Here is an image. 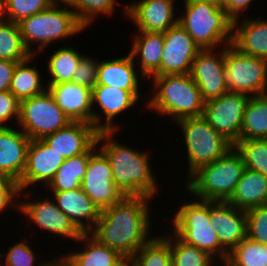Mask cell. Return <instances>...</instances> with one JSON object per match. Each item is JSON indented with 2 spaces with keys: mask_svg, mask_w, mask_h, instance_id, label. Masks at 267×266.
<instances>
[{
  "mask_svg": "<svg viewBox=\"0 0 267 266\" xmlns=\"http://www.w3.org/2000/svg\"><path fill=\"white\" fill-rule=\"evenodd\" d=\"M182 129L188 154L190 176L203 165L225 155L234 145L219 134L204 118L192 117L177 121Z\"/></svg>",
  "mask_w": 267,
  "mask_h": 266,
  "instance_id": "ba28073f",
  "label": "cell"
},
{
  "mask_svg": "<svg viewBox=\"0 0 267 266\" xmlns=\"http://www.w3.org/2000/svg\"><path fill=\"white\" fill-rule=\"evenodd\" d=\"M216 56L215 49H201L190 70V77L197 84L206 102L229 92L225 73V46Z\"/></svg>",
  "mask_w": 267,
  "mask_h": 266,
  "instance_id": "5bb4252c",
  "label": "cell"
},
{
  "mask_svg": "<svg viewBox=\"0 0 267 266\" xmlns=\"http://www.w3.org/2000/svg\"><path fill=\"white\" fill-rule=\"evenodd\" d=\"M124 266H134L129 261Z\"/></svg>",
  "mask_w": 267,
  "mask_h": 266,
  "instance_id": "816d5d0a",
  "label": "cell"
},
{
  "mask_svg": "<svg viewBox=\"0 0 267 266\" xmlns=\"http://www.w3.org/2000/svg\"><path fill=\"white\" fill-rule=\"evenodd\" d=\"M198 200V201H197ZM184 203L172 220V231L184 242L206 251L225 263L229 253L220 244L210 220V201Z\"/></svg>",
  "mask_w": 267,
  "mask_h": 266,
  "instance_id": "52a82bcc",
  "label": "cell"
},
{
  "mask_svg": "<svg viewBox=\"0 0 267 266\" xmlns=\"http://www.w3.org/2000/svg\"><path fill=\"white\" fill-rule=\"evenodd\" d=\"M20 101L9 91L0 92V127H7L5 122L16 117L19 121Z\"/></svg>",
  "mask_w": 267,
  "mask_h": 266,
  "instance_id": "ee69618b",
  "label": "cell"
},
{
  "mask_svg": "<svg viewBox=\"0 0 267 266\" xmlns=\"http://www.w3.org/2000/svg\"><path fill=\"white\" fill-rule=\"evenodd\" d=\"M19 130L11 126L0 127V175L9 176L17 183L25 170L27 149L31 141Z\"/></svg>",
  "mask_w": 267,
  "mask_h": 266,
  "instance_id": "7402d4cb",
  "label": "cell"
},
{
  "mask_svg": "<svg viewBox=\"0 0 267 266\" xmlns=\"http://www.w3.org/2000/svg\"><path fill=\"white\" fill-rule=\"evenodd\" d=\"M245 212L247 237L267 245V205L253 207Z\"/></svg>",
  "mask_w": 267,
  "mask_h": 266,
  "instance_id": "ab89813d",
  "label": "cell"
},
{
  "mask_svg": "<svg viewBox=\"0 0 267 266\" xmlns=\"http://www.w3.org/2000/svg\"><path fill=\"white\" fill-rule=\"evenodd\" d=\"M114 133L116 131H100L96 139L98 148L110 161L114 183L125 196L154 199L158 183L152 173L148 153L118 143L113 139Z\"/></svg>",
  "mask_w": 267,
  "mask_h": 266,
  "instance_id": "7a4b0ae2",
  "label": "cell"
},
{
  "mask_svg": "<svg viewBox=\"0 0 267 266\" xmlns=\"http://www.w3.org/2000/svg\"><path fill=\"white\" fill-rule=\"evenodd\" d=\"M51 1L54 2V3H58V2L66 3L67 0H51Z\"/></svg>",
  "mask_w": 267,
  "mask_h": 266,
  "instance_id": "681fc988",
  "label": "cell"
},
{
  "mask_svg": "<svg viewBox=\"0 0 267 266\" xmlns=\"http://www.w3.org/2000/svg\"><path fill=\"white\" fill-rule=\"evenodd\" d=\"M56 104L71 122L93 125L92 90L75 82L47 85Z\"/></svg>",
  "mask_w": 267,
  "mask_h": 266,
  "instance_id": "ffe728a7",
  "label": "cell"
},
{
  "mask_svg": "<svg viewBox=\"0 0 267 266\" xmlns=\"http://www.w3.org/2000/svg\"><path fill=\"white\" fill-rule=\"evenodd\" d=\"M35 56L37 55L32 54L26 60L16 63L9 91L19 101L42 94L48 89L47 86L44 87V85L40 83L42 82L41 74L36 69L37 67H31L29 65L30 62L32 63Z\"/></svg>",
  "mask_w": 267,
  "mask_h": 266,
  "instance_id": "f546056e",
  "label": "cell"
},
{
  "mask_svg": "<svg viewBox=\"0 0 267 266\" xmlns=\"http://www.w3.org/2000/svg\"><path fill=\"white\" fill-rule=\"evenodd\" d=\"M59 4H64L65 8H59ZM66 5V3H53L44 11L24 18L18 23L23 43L31 54L37 55L38 50L44 52L45 47L51 42L65 40L86 29L74 11ZM33 41L39 42V48L36 47L37 51L31 50Z\"/></svg>",
  "mask_w": 267,
  "mask_h": 266,
  "instance_id": "5b68a950",
  "label": "cell"
},
{
  "mask_svg": "<svg viewBox=\"0 0 267 266\" xmlns=\"http://www.w3.org/2000/svg\"><path fill=\"white\" fill-rule=\"evenodd\" d=\"M46 266H69V264L63 258H58L57 261L51 260Z\"/></svg>",
  "mask_w": 267,
  "mask_h": 266,
  "instance_id": "7dc6e473",
  "label": "cell"
},
{
  "mask_svg": "<svg viewBox=\"0 0 267 266\" xmlns=\"http://www.w3.org/2000/svg\"><path fill=\"white\" fill-rule=\"evenodd\" d=\"M129 262L134 266H172L170 243L163 236H154Z\"/></svg>",
  "mask_w": 267,
  "mask_h": 266,
  "instance_id": "e575fe53",
  "label": "cell"
},
{
  "mask_svg": "<svg viewBox=\"0 0 267 266\" xmlns=\"http://www.w3.org/2000/svg\"><path fill=\"white\" fill-rule=\"evenodd\" d=\"M234 147L241 154L247 169L267 177V139L239 140Z\"/></svg>",
  "mask_w": 267,
  "mask_h": 266,
  "instance_id": "8d00e7d4",
  "label": "cell"
},
{
  "mask_svg": "<svg viewBox=\"0 0 267 266\" xmlns=\"http://www.w3.org/2000/svg\"><path fill=\"white\" fill-rule=\"evenodd\" d=\"M99 131L85 122H70L65 128L43 140L64 159L85 153L97 139Z\"/></svg>",
  "mask_w": 267,
  "mask_h": 266,
  "instance_id": "44dd1931",
  "label": "cell"
},
{
  "mask_svg": "<svg viewBox=\"0 0 267 266\" xmlns=\"http://www.w3.org/2000/svg\"><path fill=\"white\" fill-rule=\"evenodd\" d=\"M77 241H85L83 251L61 256L69 266H124L128 262L118 252L99 243L89 233L82 234Z\"/></svg>",
  "mask_w": 267,
  "mask_h": 266,
  "instance_id": "d4e9b609",
  "label": "cell"
},
{
  "mask_svg": "<svg viewBox=\"0 0 267 266\" xmlns=\"http://www.w3.org/2000/svg\"><path fill=\"white\" fill-rule=\"evenodd\" d=\"M262 19H244L241 25L240 18L233 21L232 45L241 53L267 60V19Z\"/></svg>",
  "mask_w": 267,
  "mask_h": 266,
  "instance_id": "cb8c5ba5",
  "label": "cell"
},
{
  "mask_svg": "<svg viewBox=\"0 0 267 266\" xmlns=\"http://www.w3.org/2000/svg\"><path fill=\"white\" fill-rule=\"evenodd\" d=\"M175 0H138L126 4L123 12L138 27V31L165 32L178 23Z\"/></svg>",
  "mask_w": 267,
  "mask_h": 266,
  "instance_id": "ac0fdd59",
  "label": "cell"
},
{
  "mask_svg": "<svg viewBox=\"0 0 267 266\" xmlns=\"http://www.w3.org/2000/svg\"><path fill=\"white\" fill-rule=\"evenodd\" d=\"M245 169L241 154L233 147L221 158L194 171L186 190L200 200L227 202Z\"/></svg>",
  "mask_w": 267,
  "mask_h": 266,
  "instance_id": "277c9868",
  "label": "cell"
},
{
  "mask_svg": "<svg viewBox=\"0 0 267 266\" xmlns=\"http://www.w3.org/2000/svg\"><path fill=\"white\" fill-rule=\"evenodd\" d=\"M98 65L97 60L83 56L77 65L72 82L92 90L97 83Z\"/></svg>",
  "mask_w": 267,
  "mask_h": 266,
  "instance_id": "b9f144b4",
  "label": "cell"
},
{
  "mask_svg": "<svg viewBox=\"0 0 267 266\" xmlns=\"http://www.w3.org/2000/svg\"><path fill=\"white\" fill-rule=\"evenodd\" d=\"M151 78L156 91L146 103L150 110L174 118L176 122L202 116L205 101L190 74H167Z\"/></svg>",
  "mask_w": 267,
  "mask_h": 266,
  "instance_id": "3957f363",
  "label": "cell"
},
{
  "mask_svg": "<svg viewBox=\"0 0 267 266\" xmlns=\"http://www.w3.org/2000/svg\"><path fill=\"white\" fill-rule=\"evenodd\" d=\"M70 122L48 89L20 101L18 125L31 140L43 139L65 128Z\"/></svg>",
  "mask_w": 267,
  "mask_h": 266,
  "instance_id": "9c48e42d",
  "label": "cell"
},
{
  "mask_svg": "<svg viewBox=\"0 0 267 266\" xmlns=\"http://www.w3.org/2000/svg\"><path fill=\"white\" fill-rule=\"evenodd\" d=\"M18 210L29 217V221L36 223L38 228L57 234L58 237L60 235L77 241L82 235L69 217L58 208L55 201L50 199H39V201L37 199L34 202H24V200L21 202L19 200Z\"/></svg>",
  "mask_w": 267,
  "mask_h": 266,
  "instance_id": "e0dca14e",
  "label": "cell"
},
{
  "mask_svg": "<svg viewBox=\"0 0 267 266\" xmlns=\"http://www.w3.org/2000/svg\"><path fill=\"white\" fill-rule=\"evenodd\" d=\"M31 55L23 43L18 23L0 17V60L19 63Z\"/></svg>",
  "mask_w": 267,
  "mask_h": 266,
  "instance_id": "1f68e13d",
  "label": "cell"
},
{
  "mask_svg": "<svg viewBox=\"0 0 267 266\" xmlns=\"http://www.w3.org/2000/svg\"><path fill=\"white\" fill-rule=\"evenodd\" d=\"M81 189L100 210L125 197L113 181L109 159L99 148L89 157Z\"/></svg>",
  "mask_w": 267,
  "mask_h": 266,
  "instance_id": "7c38bea8",
  "label": "cell"
},
{
  "mask_svg": "<svg viewBox=\"0 0 267 266\" xmlns=\"http://www.w3.org/2000/svg\"><path fill=\"white\" fill-rule=\"evenodd\" d=\"M6 256L5 265L0 266H36L34 262L36 260V256L31 246L26 242H19L13 246H10L6 253H0V258ZM44 262V263H43ZM40 262L37 266H46L49 261Z\"/></svg>",
  "mask_w": 267,
  "mask_h": 266,
  "instance_id": "60d3db41",
  "label": "cell"
},
{
  "mask_svg": "<svg viewBox=\"0 0 267 266\" xmlns=\"http://www.w3.org/2000/svg\"><path fill=\"white\" fill-rule=\"evenodd\" d=\"M183 4L185 14L178 17V22L201 49H216L219 44H232L233 20L219 4Z\"/></svg>",
  "mask_w": 267,
  "mask_h": 266,
  "instance_id": "8992f818",
  "label": "cell"
},
{
  "mask_svg": "<svg viewBox=\"0 0 267 266\" xmlns=\"http://www.w3.org/2000/svg\"><path fill=\"white\" fill-rule=\"evenodd\" d=\"M139 90H124L108 85H96L92 89V109L98 105L101 113L93 111V126L100 131H120L114 124L115 118L120 113L131 109L140 98ZM103 114V115H102ZM106 118H105V117ZM102 117V118H101ZM105 118L106 122H101Z\"/></svg>",
  "mask_w": 267,
  "mask_h": 266,
  "instance_id": "9a60e30c",
  "label": "cell"
},
{
  "mask_svg": "<svg viewBox=\"0 0 267 266\" xmlns=\"http://www.w3.org/2000/svg\"><path fill=\"white\" fill-rule=\"evenodd\" d=\"M117 0H67L66 4L74 11L80 23L88 28L97 15L111 16Z\"/></svg>",
  "mask_w": 267,
  "mask_h": 266,
  "instance_id": "74e56055",
  "label": "cell"
},
{
  "mask_svg": "<svg viewBox=\"0 0 267 266\" xmlns=\"http://www.w3.org/2000/svg\"><path fill=\"white\" fill-rule=\"evenodd\" d=\"M224 266H267V245L246 237L229 253Z\"/></svg>",
  "mask_w": 267,
  "mask_h": 266,
  "instance_id": "d590c367",
  "label": "cell"
},
{
  "mask_svg": "<svg viewBox=\"0 0 267 266\" xmlns=\"http://www.w3.org/2000/svg\"><path fill=\"white\" fill-rule=\"evenodd\" d=\"M129 54L132 59H140L143 79L150 78L160 69L161 57L164 49L163 32L138 31ZM137 57V58H136Z\"/></svg>",
  "mask_w": 267,
  "mask_h": 266,
  "instance_id": "484cf974",
  "label": "cell"
},
{
  "mask_svg": "<svg viewBox=\"0 0 267 266\" xmlns=\"http://www.w3.org/2000/svg\"><path fill=\"white\" fill-rule=\"evenodd\" d=\"M225 73L229 92L250 96L265 94L267 60L241 53L232 44L225 46Z\"/></svg>",
  "mask_w": 267,
  "mask_h": 266,
  "instance_id": "30bf717a",
  "label": "cell"
},
{
  "mask_svg": "<svg viewBox=\"0 0 267 266\" xmlns=\"http://www.w3.org/2000/svg\"><path fill=\"white\" fill-rule=\"evenodd\" d=\"M95 142L85 153L67 158L47 185L51 192H64L81 187L89 157L97 150Z\"/></svg>",
  "mask_w": 267,
  "mask_h": 266,
  "instance_id": "f1b7e54d",
  "label": "cell"
},
{
  "mask_svg": "<svg viewBox=\"0 0 267 266\" xmlns=\"http://www.w3.org/2000/svg\"><path fill=\"white\" fill-rule=\"evenodd\" d=\"M64 160L43 139L31 140L27 149L26 167L18 183L19 194L31 185H48Z\"/></svg>",
  "mask_w": 267,
  "mask_h": 266,
  "instance_id": "2e32d148",
  "label": "cell"
},
{
  "mask_svg": "<svg viewBox=\"0 0 267 266\" xmlns=\"http://www.w3.org/2000/svg\"><path fill=\"white\" fill-rule=\"evenodd\" d=\"M149 200L148 196H125L101 210L100 218L89 234L130 261L152 238L148 237L152 223Z\"/></svg>",
  "mask_w": 267,
  "mask_h": 266,
  "instance_id": "6da1fadb",
  "label": "cell"
},
{
  "mask_svg": "<svg viewBox=\"0 0 267 266\" xmlns=\"http://www.w3.org/2000/svg\"><path fill=\"white\" fill-rule=\"evenodd\" d=\"M227 202L244 211L267 205V177L246 168Z\"/></svg>",
  "mask_w": 267,
  "mask_h": 266,
  "instance_id": "4316f807",
  "label": "cell"
},
{
  "mask_svg": "<svg viewBox=\"0 0 267 266\" xmlns=\"http://www.w3.org/2000/svg\"><path fill=\"white\" fill-rule=\"evenodd\" d=\"M210 220L228 253L247 237L246 212L228 202L210 201Z\"/></svg>",
  "mask_w": 267,
  "mask_h": 266,
  "instance_id": "d6986e66",
  "label": "cell"
},
{
  "mask_svg": "<svg viewBox=\"0 0 267 266\" xmlns=\"http://www.w3.org/2000/svg\"><path fill=\"white\" fill-rule=\"evenodd\" d=\"M131 55L99 61L96 85H108L124 90H139V76Z\"/></svg>",
  "mask_w": 267,
  "mask_h": 266,
  "instance_id": "83f0119b",
  "label": "cell"
},
{
  "mask_svg": "<svg viewBox=\"0 0 267 266\" xmlns=\"http://www.w3.org/2000/svg\"><path fill=\"white\" fill-rule=\"evenodd\" d=\"M53 3L51 0H2L1 18L19 23L24 18L44 11Z\"/></svg>",
  "mask_w": 267,
  "mask_h": 266,
  "instance_id": "f35d334b",
  "label": "cell"
},
{
  "mask_svg": "<svg viewBox=\"0 0 267 266\" xmlns=\"http://www.w3.org/2000/svg\"><path fill=\"white\" fill-rule=\"evenodd\" d=\"M163 39L160 69L153 76L189 74L192 62L201 48L179 22L163 32Z\"/></svg>",
  "mask_w": 267,
  "mask_h": 266,
  "instance_id": "4fadbf2b",
  "label": "cell"
},
{
  "mask_svg": "<svg viewBox=\"0 0 267 266\" xmlns=\"http://www.w3.org/2000/svg\"><path fill=\"white\" fill-rule=\"evenodd\" d=\"M16 63L8 60H0V92L10 89Z\"/></svg>",
  "mask_w": 267,
  "mask_h": 266,
  "instance_id": "bcb514c9",
  "label": "cell"
},
{
  "mask_svg": "<svg viewBox=\"0 0 267 266\" xmlns=\"http://www.w3.org/2000/svg\"><path fill=\"white\" fill-rule=\"evenodd\" d=\"M252 1L253 0H219V5L227 12V15L235 21L239 19L240 13L246 10Z\"/></svg>",
  "mask_w": 267,
  "mask_h": 266,
  "instance_id": "f6af8a7d",
  "label": "cell"
},
{
  "mask_svg": "<svg viewBox=\"0 0 267 266\" xmlns=\"http://www.w3.org/2000/svg\"><path fill=\"white\" fill-rule=\"evenodd\" d=\"M209 2L212 4H219V0H184L183 3Z\"/></svg>",
  "mask_w": 267,
  "mask_h": 266,
  "instance_id": "c3c4849f",
  "label": "cell"
},
{
  "mask_svg": "<svg viewBox=\"0 0 267 266\" xmlns=\"http://www.w3.org/2000/svg\"><path fill=\"white\" fill-rule=\"evenodd\" d=\"M250 96L227 92L205 102L203 118L223 137L235 145L241 136V126Z\"/></svg>",
  "mask_w": 267,
  "mask_h": 266,
  "instance_id": "8fae6325",
  "label": "cell"
},
{
  "mask_svg": "<svg viewBox=\"0 0 267 266\" xmlns=\"http://www.w3.org/2000/svg\"><path fill=\"white\" fill-rule=\"evenodd\" d=\"M52 194H54L53 201L58 208L69 217L82 234L90 233L93 230L100 218L101 210L81 187L64 192H52Z\"/></svg>",
  "mask_w": 267,
  "mask_h": 266,
  "instance_id": "603a6c76",
  "label": "cell"
},
{
  "mask_svg": "<svg viewBox=\"0 0 267 266\" xmlns=\"http://www.w3.org/2000/svg\"><path fill=\"white\" fill-rule=\"evenodd\" d=\"M83 56L69 46H63L56 50L48 59L50 81L47 85L71 82L77 65Z\"/></svg>",
  "mask_w": 267,
  "mask_h": 266,
  "instance_id": "d6a6232c",
  "label": "cell"
},
{
  "mask_svg": "<svg viewBox=\"0 0 267 266\" xmlns=\"http://www.w3.org/2000/svg\"><path fill=\"white\" fill-rule=\"evenodd\" d=\"M173 236V238H172ZM163 237L170 243L172 266H211L215 260L206 251L182 241L174 232Z\"/></svg>",
  "mask_w": 267,
  "mask_h": 266,
  "instance_id": "836d02e7",
  "label": "cell"
},
{
  "mask_svg": "<svg viewBox=\"0 0 267 266\" xmlns=\"http://www.w3.org/2000/svg\"><path fill=\"white\" fill-rule=\"evenodd\" d=\"M19 192L18 183L15 180L9 176L0 175V213L6 211L10 205L19 209V201L14 200L19 196Z\"/></svg>",
  "mask_w": 267,
  "mask_h": 266,
  "instance_id": "7bdbcfd3",
  "label": "cell"
},
{
  "mask_svg": "<svg viewBox=\"0 0 267 266\" xmlns=\"http://www.w3.org/2000/svg\"><path fill=\"white\" fill-rule=\"evenodd\" d=\"M267 139V96H250L241 126L240 140Z\"/></svg>",
  "mask_w": 267,
  "mask_h": 266,
  "instance_id": "4dcf8cb0",
  "label": "cell"
},
{
  "mask_svg": "<svg viewBox=\"0 0 267 266\" xmlns=\"http://www.w3.org/2000/svg\"><path fill=\"white\" fill-rule=\"evenodd\" d=\"M1 14H2V0H0V17H1Z\"/></svg>",
  "mask_w": 267,
  "mask_h": 266,
  "instance_id": "f907efd6",
  "label": "cell"
}]
</instances>
